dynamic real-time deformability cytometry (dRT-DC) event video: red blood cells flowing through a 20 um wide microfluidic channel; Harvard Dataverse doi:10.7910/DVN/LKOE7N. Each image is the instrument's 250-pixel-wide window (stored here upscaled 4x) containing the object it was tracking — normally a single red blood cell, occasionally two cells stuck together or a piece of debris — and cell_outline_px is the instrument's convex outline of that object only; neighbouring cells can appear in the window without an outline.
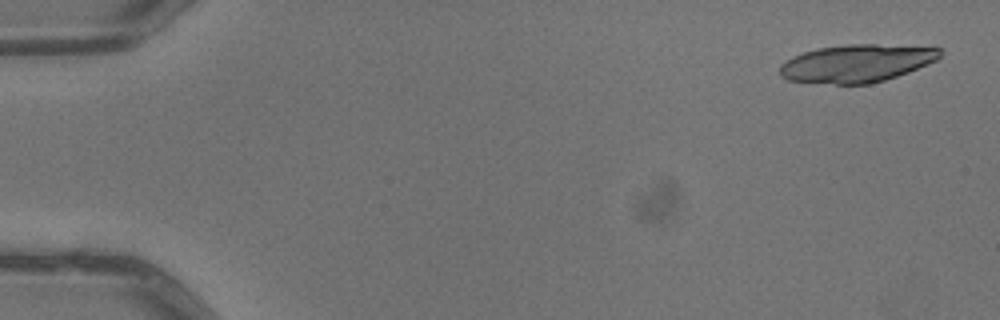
{"species": "common noctule bat (a hibernating species)", "species_latin": "Nyctalus noctula", "temperature_condition": "warm", "stored_images_in_passage": 8, "camera_frame_rate_fps": 3000, "um_per_image_px": 0.085, "animal": {"sex": "male", "body_mass_g": 13.3}, "frame": {"image": 1, "passage_image": 1, "time_ms": 0.0, "image_size_px": [1000, 320], "cell_outline_px": [[940, 56], [936, 60], [928, 64], [908, 72], [872, 84], [836, 84], [788, 80], [780, 76], [780, 64], [792, 56], [816, 48], [848, 44], [876, 44], [940, 48]], "centroid_in_image_um": [72.78, 5.38], "position_along_channel_um": 12.2, "area_um2": 35.14}}
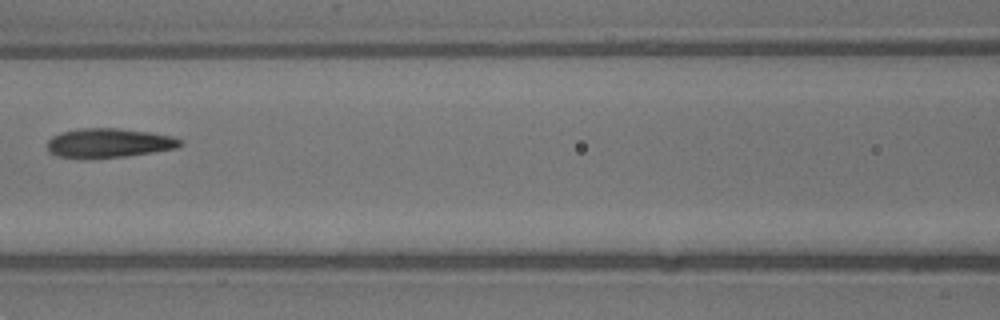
{"frame": {"image": 2, "passage_image": 7, "time_ms": 2.0, "image_size_px": [1000, 320], "cell_outline_px": [[184, 144], [180, 148], [124, 156], [84, 160], [56, 156], [48, 152], [48, 140], [52, 136], [60, 132], [80, 128], [116, 128], [152, 132], [172, 136], [184, 140]], "centroid_in_image_um": [9.26, 12.17], "position_along_channel_um": 157.3, "area_um2": 23.29}}
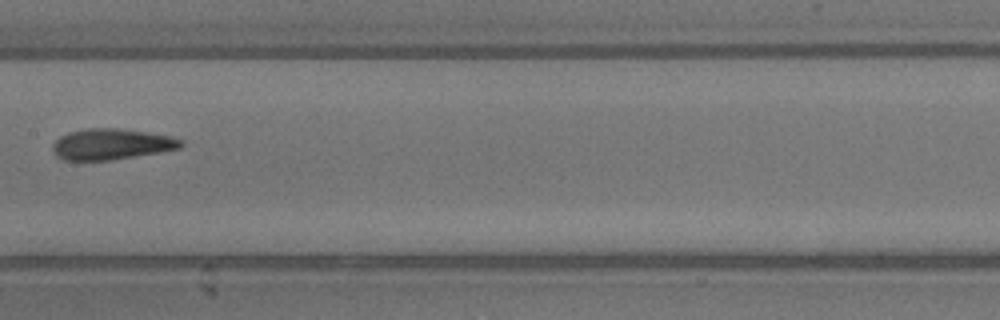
{"frame": {"image": 3, "passage_image": 8, "time_ms": 2.333, "image_size_px": [1000, 320], "cell_outline_px": [[184, 144], [180, 148], [160, 152], [112, 160], [64, 160], [56, 156], [52, 148], [52, 144], [60, 136], [68, 132], [88, 128], [120, 128], [168, 136], [184, 140]], "centroid_in_image_um": [9.45, 12.26], "position_along_channel_um": 197.9, "area_um2": 23.06}}